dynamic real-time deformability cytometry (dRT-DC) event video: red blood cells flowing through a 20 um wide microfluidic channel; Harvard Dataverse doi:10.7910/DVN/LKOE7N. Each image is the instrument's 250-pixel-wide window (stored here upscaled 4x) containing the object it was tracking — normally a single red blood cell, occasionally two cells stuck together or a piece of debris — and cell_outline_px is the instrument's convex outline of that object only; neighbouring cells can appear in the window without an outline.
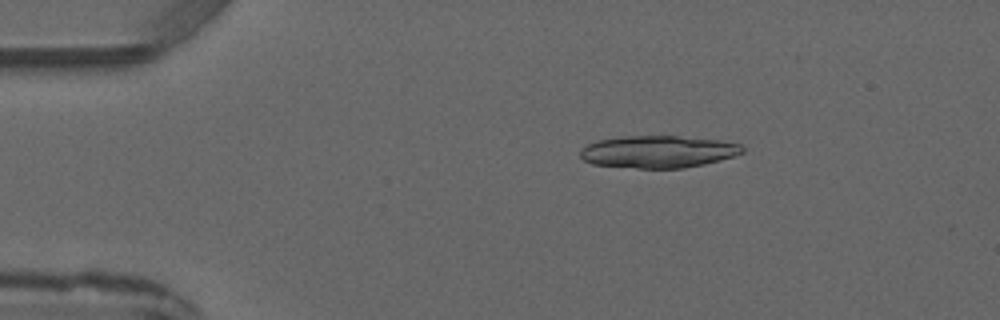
{"species": "common noctule bat (a hibernating species)", "species_latin": "Nyctalus noctula", "temperature_condition": "warm", "stored_images_in_passage": 3, "camera_frame_rate_fps": 3000, "um_per_image_px": 0.085, "animal": {"sex": "male", "forearm_length_mm": 52.5}, "frame": {"image": 1, "passage_image": 2, "time_ms": 1.0, "image_size_px": [1000, 320], "cell_outline_px": [[744, 152], [736, 156], [704, 164], [684, 168], [636, 168], [592, 164], [584, 160], [580, 156], [580, 152], [588, 144], [596, 140], [624, 136], [676, 136], [720, 140], [740, 144], [744, 148]], "centroid_in_image_um": [55.96, 12.89], "position_along_channel_um": 29.0, "area_um2": 30.46}}